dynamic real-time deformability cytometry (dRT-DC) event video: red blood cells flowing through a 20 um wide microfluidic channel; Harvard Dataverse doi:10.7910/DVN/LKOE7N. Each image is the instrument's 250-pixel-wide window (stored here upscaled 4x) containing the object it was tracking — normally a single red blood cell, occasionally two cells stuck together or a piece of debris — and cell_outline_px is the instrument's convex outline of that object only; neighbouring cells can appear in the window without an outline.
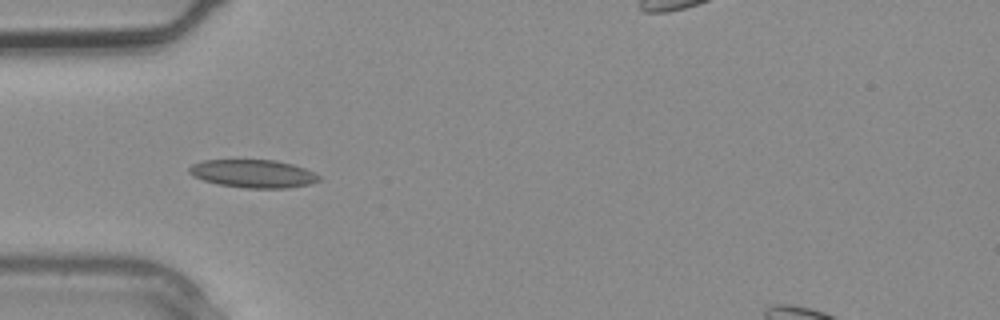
{"species": "common noctule bat (a hibernating species)", "species_latin": "Nyctalus noctula", "temperature_condition": "warm", "stored_images_in_passage": 3, "segment_of_instrument_passage": [1, 2], "camera_frame_rate_fps": 3000, "um_per_image_px": 0.085, "animal": {"sex": "male", "body_mass_g": 20.4}, "frame": {"image": 1, "passage_image": 2, "time_ms": 0.333, "image_size_px": [1000, 320], "cell_outline_px": [[320, 180], [312, 184], [288, 188], [244, 188], [216, 184], [192, 176], [188, 172], [188, 168], [192, 164], [204, 160], [276, 160], [292, 164], [304, 168], [320, 176]], "centroid_in_image_um": [21.51, 14.77], "position_along_channel_um": 63.5, "area_um2": 21.33}}